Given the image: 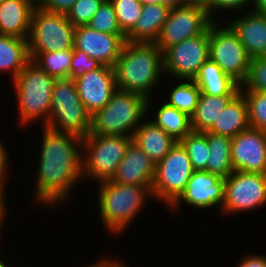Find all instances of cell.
I'll return each mask as SVG.
<instances>
[{"label": "cell", "mask_w": 266, "mask_h": 267, "mask_svg": "<svg viewBox=\"0 0 266 267\" xmlns=\"http://www.w3.org/2000/svg\"><path fill=\"white\" fill-rule=\"evenodd\" d=\"M150 99L116 90L109 102L91 117L89 134L132 137L150 107Z\"/></svg>", "instance_id": "cell-3"}, {"label": "cell", "mask_w": 266, "mask_h": 267, "mask_svg": "<svg viewBox=\"0 0 266 267\" xmlns=\"http://www.w3.org/2000/svg\"><path fill=\"white\" fill-rule=\"evenodd\" d=\"M99 211L103 224L111 233H122L140 213L145 199L152 192L144 186L118 184L111 180L100 182Z\"/></svg>", "instance_id": "cell-4"}, {"label": "cell", "mask_w": 266, "mask_h": 267, "mask_svg": "<svg viewBox=\"0 0 266 267\" xmlns=\"http://www.w3.org/2000/svg\"><path fill=\"white\" fill-rule=\"evenodd\" d=\"M5 145L0 142V199H4V187L6 184H4L5 182V179H4V176H5V170H6V167H7V163H8V154L6 152V149L4 148ZM4 185V186H3Z\"/></svg>", "instance_id": "cell-40"}, {"label": "cell", "mask_w": 266, "mask_h": 267, "mask_svg": "<svg viewBox=\"0 0 266 267\" xmlns=\"http://www.w3.org/2000/svg\"><path fill=\"white\" fill-rule=\"evenodd\" d=\"M209 58L239 85L244 82L251 58L229 25L222 28L215 21L210 24Z\"/></svg>", "instance_id": "cell-10"}, {"label": "cell", "mask_w": 266, "mask_h": 267, "mask_svg": "<svg viewBox=\"0 0 266 267\" xmlns=\"http://www.w3.org/2000/svg\"><path fill=\"white\" fill-rule=\"evenodd\" d=\"M5 210V202L3 199H0V227L2 226L3 219L6 215Z\"/></svg>", "instance_id": "cell-45"}, {"label": "cell", "mask_w": 266, "mask_h": 267, "mask_svg": "<svg viewBox=\"0 0 266 267\" xmlns=\"http://www.w3.org/2000/svg\"><path fill=\"white\" fill-rule=\"evenodd\" d=\"M86 267H104V261L102 260Z\"/></svg>", "instance_id": "cell-47"}, {"label": "cell", "mask_w": 266, "mask_h": 267, "mask_svg": "<svg viewBox=\"0 0 266 267\" xmlns=\"http://www.w3.org/2000/svg\"><path fill=\"white\" fill-rule=\"evenodd\" d=\"M92 29L109 34H124L118 24L115 8L110 0H105L88 24Z\"/></svg>", "instance_id": "cell-34"}, {"label": "cell", "mask_w": 266, "mask_h": 267, "mask_svg": "<svg viewBox=\"0 0 266 267\" xmlns=\"http://www.w3.org/2000/svg\"><path fill=\"white\" fill-rule=\"evenodd\" d=\"M155 174L156 163L131 141L111 181L118 184L144 186L151 191Z\"/></svg>", "instance_id": "cell-18"}, {"label": "cell", "mask_w": 266, "mask_h": 267, "mask_svg": "<svg viewBox=\"0 0 266 267\" xmlns=\"http://www.w3.org/2000/svg\"><path fill=\"white\" fill-rule=\"evenodd\" d=\"M182 81L172 89L166 103L191 116L197 107L201 91L194 80Z\"/></svg>", "instance_id": "cell-30"}, {"label": "cell", "mask_w": 266, "mask_h": 267, "mask_svg": "<svg viewBox=\"0 0 266 267\" xmlns=\"http://www.w3.org/2000/svg\"><path fill=\"white\" fill-rule=\"evenodd\" d=\"M180 143L186 149L194 170H206L209 147L207 143V131H191Z\"/></svg>", "instance_id": "cell-31"}, {"label": "cell", "mask_w": 266, "mask_h": 267, "mask_svg": "<svg viewBox=\"0 0 266 267\" xmlns=\"http://www.w3.org/2000/svg\"><path fill=\"white\" fill-rule=\"evenodd\" d=\"M132 141L156 164L168 154L177 142L151 120L141 122L132 136Z\"/></svg>", "instance_id": "cell-22"}, {"label": "cell", "mask_w": 266, "mask_h": 267, "mask_svg": "<svg viewBox=\"0 0 266 267\" xmlns=\"http://www.w3.org/2000/svg\"><path fill=\"white\" fill-rule=\"evenodd\" d=\"M115 8V14L121 31L127 35L136 25L141 15L143 5L139 0H110Z\"/></svg>", "instance_id": "cell-33"}, {"label": "cell", "mask_w": 266, "mask_h": 267, "mask_svg": "<svg viewBox=\"0 0 266 267\" xmlns=\"http://www.w3.org/2000/svg\"><path fill=\"white\" fill-rule=\"evenodd\" d=\"M171 6L167 4L143 5L141 15L134 28L126 35L132 43H155L167 20Z\"/></svg>", "instance_id": "cell-21"}, {"label": "cell", "mask_w": 266, "mask_h": 267, "mask_svg": "<svg viewBox=\"0 0 266 267\" xmlns=\"http://www.w3.org/2000/svg\"><path fill=\"white\" fill-rule=\"evenodd\" d=\"M240 90L266 92V56L251 59L247 76L240 85Z\"/></svg>", "instance_id": "cell-35"}, {"label": "cell", "mask_w": 266, "mask_h": 267, "mask_svg": "<svg viewBox=\"0 0 266 267\" xmlns=\"http://www.w3.org/2000/svg\"><path fill=\"white\" fill-rule=\"evenodd\" d=\"M252 11L266 12V0H252Z\"/></svg>", "instance_id": "cell-43"}, {"label": "cell", "mask_w": 266, "mask_h": 267, "mask_svg": "<svg viewBox=\"0 0 266 267\" xmlns=\"http://www.w3.org/2000/svg\"><path fill=\"white\" fill-rule=\"evenodd\" d=\"M238 267H266V256L248 255L240 261Z\"/></svg>", "instance_id": "cell-41"}, {"label": "cell", "mask_w": 266, "mask_h": 267, "mask_svg": "<svg viewBox=\"0 0 266 267\" xmlns=\"http://www.w3.org/2000/svg\"><path fill=\"white\" fill-rule=\"evenodd\" d=\"M212 22L202 4L172 6L155 44L164 52L174 44L203 34Z\"/></svg>", "instance_id": "cell-11"}, {"label": "cell", "mask_w": 266, "mask_h": 267, "mask_svg": "<svg viewBox=\"0 0 266 267\" xmlns=\"http://www.w3.org/2000/svg\"><path fill=\"white\" fill-rule=\"evenodd\" d=\"M104 267H126L122 262L115 260V261H109L104 260Z\"/></svg>", "instance_id": "cell-44"}, {"label": "cell", "mask_w": 266, "mask_h": 267, "mask_svg": "<svg viewBox=\"0 0 266 267\" xmlns=\"http://www.w3.org/2000/svg\"><path fill=\"white\" fill-rule=\"evenodd\" d=\"M75 26L66 14L46 11L35 7L30 33L28 52L32 61L39 53L73 50Z\"/></svg>", "instance_id": "cell-8"}, {"label": "cell", "mask_w": 266, "mask_h": 267, "mask_svg": "<svg viewBox=\"0 0 266 267\" xmlns=\"http://www.w3.org/2000/svg\"><path fill=\"white\" fill-rule=\"evenodd\" d=\"M201 94L212 96L237 95L240 85L226 75L221 67L210 58L201 66L199 73L193 79Z\"/></svg>", "instance_id": "cell-24"}, {"label": "cell", "mask_w": 266, "mask_h": 267, "mask_svg": "<svg viewBox=\"0 0 266 267\" xmlns=\"http://www.w3.org/2000/svg\"><path fill=\"white\" fill-rule=\"evenodd\" d=\"M83 138L43 128L42 149L36 178L39 203L56 206L66 201L75 183L82 179Z\"/></svg>", "instance_id": "cell-1"}, {"label": "cell", "mask_w": 266, "mask_h": 267, "mask_svg": "<svg viewBox=\"0 0 266 267\" xmlns=\"http://www.w3.org/2000/svg\"><path fill=\"white\" fill-rule=\"evenodd\" d=\"M0 267H8V265L4 263L3 259H0Z\"/></svg>", "instance_id": "cell-48"}, {"label": "cell", "mask_w": 266, "mask_h": 267, "mask_svg": "<svg viewBox=\"0 0 266 267\" xmlns=\"http://www.w3.org/2000/svg\"><path fill=\"white\" fill-rule=\"evenodd\" d=\"M240 93L247 103L250 127L266 131V92L240 90Z\"/></svg>", "instance_id": "cell-32"}, {"label": "cell", "mask_w": 266, "mask_h": 267, "mask_svg": "<svg viewBox=\"0 0 266 267\" xmlns=\"http://www.w3.org/2000/svg\"><path fill=\"white\" fill-rule=\"evenodd\" d=\"M77 0H36V6L46 11L66 14Z\"/></svg>", "instance_id": "cell-39"}, {"label": "cell", "mask_w": 266, "mask_h": 267, "mask_svg": "<svg viewBox=\"0 0 266 267\" xmlns=\"http://www.w3.org/2000/svg\"><path fill=\"white\" fill-rule=\"evenodd\" d=\"M156 112V117L152 122L177 142L192 131L191 117L185 112L169 106L166 102L160 105Z\"/></svg>", "instance_id": "cell-28"}, {"label": "cell", "mask_w": 266, "mask_h": 267, "mask_svg": "<svg viewBox=\"0 0 266 267\" xmlns=\"http://www.w3.org/2000/svg\"><path fill=\"white\" fill-rule=\"evenodd\" d=\"M194 169L186 149L176 142L168 154L156 164L152 196L169 207L185 190Z\"/></svg>", "instance_id": "cell-9"}, {"label": "cell", "mask_w": 266, "mask_h": 267, "mask_svg": "<svg viewBox=\"0 0 266 267\" xmlns=\"http://www.w3.org/2000/svg\"><path fill=\"white\" fill-rule=\"evenodd\" d=\"M79 99L93 115L102 109L117 90L114 68L101 65L74 80Z\"/></svg>", "instance_id": "cell-17"}, {"label": "cell", "mask_w": 266, "mask_h": 267, "mask_svg": "<svg viewBox=\"0 0 266 267\" xmlns=\"http://www.w3.org/2000/svg\"><path fill=\"white\" fill-rule=\"evenodd\" d=\"M209 58V28L200 35L183 40L163 52L164 74L179 80H193Z\"/></svg>", "instance_id": "cell-13"}, {"label": "cell", "mask_w": 266, "mask_h": 267, "mask_svg": "<svg viewBox=\"0 0 266 267\" xmlns=\"http://www.w3.org/2000/svg\"><path fill=\"white\" fill-rule=\"evenodd\" d=\"M209 157L206 171L221 178L228 177L234 170L231 163L232 138L207 131Z\"/></svg>", "instance_id": "cell-26"}, {"label": "cell", "mask_w": 266, "mask_h": 267, "mask_svg": "<svg viewBox=\"0 0 266 267\" xmlns=\"http://www.w3.org/2000/svg\"><path fill=\"white\" fill-rule=\"evenodd\" d=\"M249 127L247 103L239 92L221 111L208 132L233 138Z\"/></svg>", "instance_id": "cell-23"}, {"label": "cell", "mask_w": 266, "mask_h": 267, "mask_svg": "<svg viewBox=\"0 0 266 267\" xmlns=\"http://www.w3.org/2000/svg\"><path fill=\"white\" fill-rule=\"evenodd\" d=\"M36 0H4L0 3V35L27 39Z\"/></svg>", "instance_id": "cell-20"}, {"label": "cell", "mask_w": 266, "mask_h": 267, "mask_svg": "<svg viewBox=\"0 0 266 267\" xmlns=\"http://www.w3.org/2000/svg\"><path fill=\"white\" fill-rule=\"evenodd\" d=\"M91 117L79 99L75 81L69 78L56 79L50 112L43 127L84 138L91 129Z\"/></svg>", "instance_id": "cell-5"}, {"label": "cell", "mask_w": 266, "mask_h": 267, "mask_svg": "<svg viewBox=\"0 0 266 267\" xmlns=\"http://www.w3.org/2000/svg\"><path fill=\"white\" fill-rule=\"evenodd\" d=\"M223 201L224 178L206 170H194L185 190L169 207L175 209L180 202H185L196 208L206 209L218 205L222 207Z\"/></svg>", "instance_id": "cell-16"}, {"label": "cell", "mask_w": 266, "mask_h": 267, "mask_svg": "<svg viewBox=\"0 0 266 267\" xmlns=\"http://www.w3.org/2000/svg\"><path fill=\"white\" fill-rule=\"evenodd\" d=\"M101 65V63L88 56L84 51L73 49L69 79L75 80L85 73L99 68Z\"/></svg>", "instance_id": "cell-37"}, {"label": "cell", "mask_w": 266, "mask_h": 267, "mask_svg": "<svg viewBox=\"0 0 266 267\" xmlns=\"http://www.w3.org/2000/svg\"><path fill=\"white\" fill-rule=\"evenodd\" d=\"M28 40L0 35V71H12V80L30 62Z\"/></svg>", "instance_id": "cell-25"}, {"label": "cell", "mask_w": 266, "mask_h": 267, "mask_svg": "<svg viewBox=\"0 0 266 267\" xmlns=\"http://www.w3.org/2000/svg\"><path fill=\"white\" fill-rule=\"evenodd\" d=\"M265 204L266 174L233 171L224 178L223 212L235 214Z\"/></svg>", "instance_id": "cell-12"}, {"label": "cell", "mask_w": 266, "mask_h": 267, "mask_svg": "<svg viewBox=\"0 0 266 267\" xmlns=\"http://www.w3.org/2000/svg\"><path fill=\"white\" fill-rule=\"evenodd\" d=\"M236 95L212 96L200 94L197 107L191 117L192 131L206 132L213 125L221 111Z\"/></svg>", "instance_id": "cell-27"}, {"label": "cell", "mask_w": 266, "mask_h": 267, "mask_svg": "<svg viewBox=\"0 0 266 267\" xmlns=\"http://www.w3.org/2000/svg\"><path fill=\"white\" fill-rule=\"evenodd\" d=\"M73 50L39 53L33 60L41 70L55 79L69 78Z\"/></svg>", "instance_id": "cell-29"}, {"label": "cell", "mask_w": 266, "mask_h": 267, "mask_svg": "<svg viewBox=\"0 0 266 267\" xmlns=\"http://www.w3.org/2000/svg\"><path fill=\"white\" fill-rule=\"evenodd\" d=\"M247 3L248 4L252 3V0H206L204 6L207 10L209 17L213 21L214 20L213 12H215L216 10H218V12H219V9L222 11H224V9L225 11H230V10L233 11L243 6L246 7V5H248Z\"/></svg>", "instance_id": "cell-38"}, {"label": "cell", "mask_w": 266, "mask_h": 267, "mask_svg": "<svg viewBox=\"0 0 266 267\" xmlns=\"http://www.w3.org/2000/svg\"><path fill=\"white\" fill-rule=\"evenodd\" d=\"M142 5H149V4H167L172 6L178 5V0H139Z\"/></svg>", "instance_id": "cell-42"}, {"label": "cell", "mask_w": 266, "mask_h": 267, "mask_svg": "<svg viewBox=\"0 0 266 267\" xmlns=\"http://www.w3.org/2000/svg\"><path fill=\"white\" fill-rule=\"evenodd\" d=\"M105 0H77L66 13L68 20L76 27L88 25Z\"/></svg>", "instance_id": "cell-36"}, {"label": "cell", "mask_w": 266, "mask_h": 267, "mask_svg": "<svg viewBox=\"0 0 266 267\" xmlns=\"http://www.w3.org/2000/svg\"><path fill=\"white\" fill-rule=\"evenodd\" d=\"M131 141L132 137L125 135L85 136L82 143L83 177L86 175L98 182L111 180Z\"/></svg>", "instance_id": "cell-7"}, {"label": "cell", "mask_w": 266, "mask_h": 267, "mask_svg": "<svg viewBox=\"0 0 266 267\" xmlns=\"http://www.w3.org/2000/svg\"><path fill=\"white\" fill-rule=\"evenodd\" d=\"M206 0H178V4H202L204 5Z\"/></svg>", "instance_id": "cell-46"}, {"label": "cell", "mask_w": 266, "mask_h": 267, "mask_svg": "<svg viewBox=\"0 0 266 267\" xmlns=\"http://www.w3.org/2000/svg\"><path fill=\"white\" fill-rule=\"evenodd\" d=\"M234 171L266 174V131L249 127L232 138Z\"/></svg>", "instance_id": "cell-14"}, {"label": "cell", "mask_w": 266, "mask_h": 267, "mask_svg": "<svg viewBox=\"0 0 266 267\" xmlns=\"http://www.w3.org/2000/svg\"><path fill=\"white\" fill-rule=\"evenodd\" d=\"M55 78L30 61L13 79L19 119L23 124L42 118L47 123Z\"/></svg>", "instance_id": "cell-6"}, {"label": "cell", "mask_w": 266, "mask_h": 267, "mask_svg": "<svg viewBox=\"0 0 266 267\" xmlns=\"http://www.w3.org/2000/svg\"><path fill=\"white\" fill-rule=\"evenodd\" d=\"M116 87L150 99V91L164 72L163 52L155 43L125 42L114 65Z\"/></svg>", "instance_id": "cell-2"}, {"label": "cell", "mask_w": 266, "mask_h": 267, "mask_svg": "<svg viewBox=\"0 0 266 267\" xmlns=\"http://www.w3.org/2000/svg\"><path fill=\"white\" fill-rule=\"evenodd\" d=\"M125 42V34L103 33L81 25L75 27L73 49L84 51L102 65L114 67Z\"/></svg>", "instance_id": "cell-15"}, {"label": "cell", "mask_w": 266, "mask_h": 267, "mask_svg": "<svg viewBox=\"0 0 266 267\" xmlns=\"http://www.w3.org/2000/svg\"><path fill=\"white\" fill-rule=\"evenodd\" d=\"M228 25L251 59L266 56V12L247 11L242 17L228 22Z\"/></svg>", "instance_id": "cell-19"}]
</instances>
